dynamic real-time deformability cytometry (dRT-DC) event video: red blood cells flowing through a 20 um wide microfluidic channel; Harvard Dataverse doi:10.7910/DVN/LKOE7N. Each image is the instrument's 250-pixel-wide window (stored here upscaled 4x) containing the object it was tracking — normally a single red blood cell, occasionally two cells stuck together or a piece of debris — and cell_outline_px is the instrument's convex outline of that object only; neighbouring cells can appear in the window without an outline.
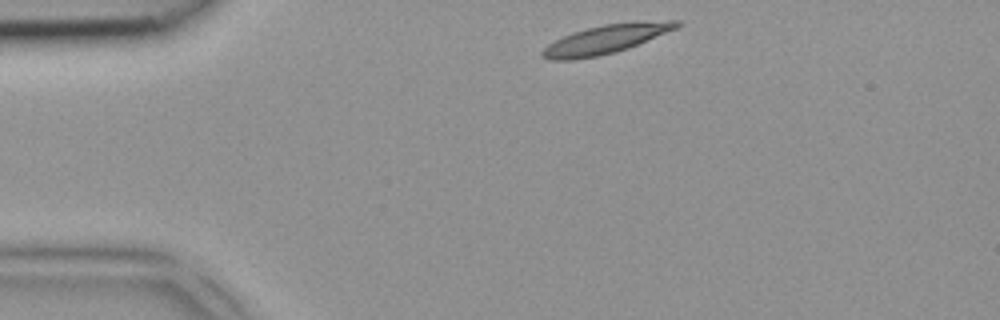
{"species": "common noctule bat (a hibernating species)", "species_latin": "Nyctalus noctula", "temperature_condition": "room temperature", "stored_images_in_passage": 3, "segment_of_instrument_passage": [2, 2], "camera_frame_rate_fps": 3000, "um_per_image_px": 0.085, "animal": {"sex": "female", "body_mass_g": 18.4}, "frame": {"image": 1, "passage_image": 3, "time_ms": 0.667, "image_size_px": [1000, 320], "cell_outline_px": [[684, 24], [676, 28], [628, 48], [616, 52], [600, 56], [572, 60], [548, 60], [540, 56], [540, 52], [548, 44], [572, 32], [604, 24], [668, 20], [680, 20]], "centroid_in_image_um": [51.46, 3.35], "position_along_channel_um": 33.5, "area_um2": 22.37}}